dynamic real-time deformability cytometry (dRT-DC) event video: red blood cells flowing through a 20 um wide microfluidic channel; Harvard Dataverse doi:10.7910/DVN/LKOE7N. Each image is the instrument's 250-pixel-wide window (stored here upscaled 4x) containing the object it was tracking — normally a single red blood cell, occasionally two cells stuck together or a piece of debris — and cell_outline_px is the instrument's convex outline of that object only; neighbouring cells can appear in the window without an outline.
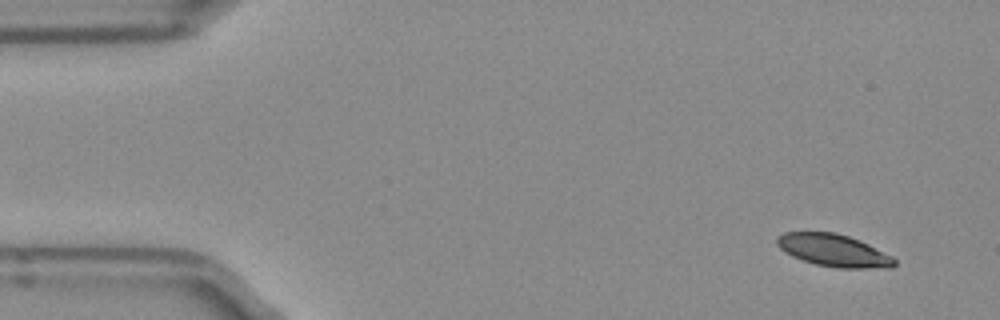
{"species": "Egyptian fruit bat (a non-hibernating species)", "species_latin": "Rousettus aegyptiacus", "temperature_condition": "room temperature", "stored_images_in_passage": 4, "camera_frame_rate_fps": 3000, "um_per_image_px": 0.085, "frame": {"image": 1, "passage_image": 1, "time_ms": 0.0, "image_size_px": [1000, 320], "cell_outline_px": [[896, 264], [892, 268], [836, 268], [816, 264], [792, 256], [780, 248], [776, 244], [776, 236], [784, 232], [836, 232], [860, 240], [892, 256], [896, 260]], "centroid_in_image_um": [70.86, 21.28], "position_along_channel_um": 14.1, "area_um2": 22.2}}
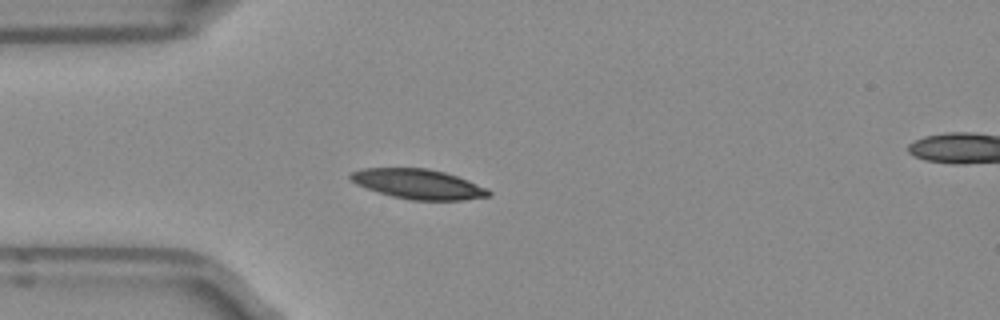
{"frame": {"image": 2, "passage_image": 4, "time_ms": 1.0, "image_size_px": [1000, 320], "cell_outline_px": [[492, 192], [488, 196], [464, 200], [412, 200], [392, 196], [356, 184], [348, 176], [352, 172], [364, 168], [428, 168], [444, 172], [468, 180]], "centroid_in_image_um": [35.54, 15.64], "position_along_channel_um": 49.5, "area_um2": 23.64}}